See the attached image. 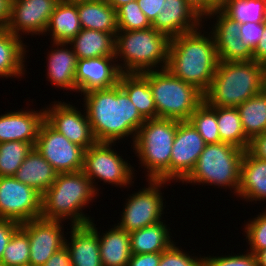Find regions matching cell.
Returning <instances> with one entry per match:
<instances>
[{
    "label": "cell",
    "mask_w": 266,
    "mask_h": 266,
    "mask_svg": "<svg viewBox=\"0 0 266 266\" xmlns=\"http://www.w3.org/2000/svg\"><path fill=\"white\" fill-rule=\"evenodd\" d=\"M34 148L57 174L81 171L85 149L56 131L46 120L40 126Z\"/></svg>",
    "instance_id": "30bf717a"
},
{
    "label": "cell",
    "mask_w": 266,
    "mask_h": 266,
    "mask_svg": "<svg viewBox=\"0 0 266 266\" xmlns=\"http://www.w3.org/2000/svg\"><path fill=\"white\" fill-rule=\"evenodd\" d=\"M136 0H107V2L115 9L117 10L119 7Z\"/></svg>",
    "instance_id": "db71d44e"
},
{
    "label": "cell",
    "mask_w": 266,
    "mask_h": 266,
    "mask_svg": "<svg viewBox=\"0 0 266 266\" xmlns=\"http://www.w3.org/2000/svg\"><path fill=\"white\" fill-rule=\"evenodd\" d=\"M118 30H144L152 24L140 9L137 0L129 2L116 10Z\"/></svg>",
    "instance_id": "8d00e7d4"
},
{
    "label": "cell",
    "mask_w": 266,
    "mask_h": 266,
    "mask_svg": "<svg viewBox=\"0 0 266 266\" xmlns=\"http://www.w3.org/2000/svg\"><path fill=\"white\" fill-rule=\"evenodd\" d=\"M177 131V120L146 119L138 129L133 144L148 180L170 181V159ZM148 169V170H147Z\"/></svg>",
    "instance_id": "8992f818"
},
{
    "label": "cell",
    "mask_w": 266,
    "mask_h": 266,
    "mask_svg": "<svg viewBox=\"0 0 266 266\" xmlns=\"http://www.w3.org/2000/svg\"><path fill=\"white\" fill-rule=\"evenodd\" d=\"M105 232L100 236L97 229L102 265L127 266L131 256L130 233L117 225Z\"/></svg>",
    "instance_id": "4316f807"
},
{
    "label": "cell",
    "mask_w": 266,
    "mask_h": 266,
    "mask_svg": "<svg viewBox=\"0 0 266 266\" xmlns=\"http://www.w3.org/2000/svg\"><path fill=\"white\" fill-rule=\"evenodd\" d=\"M96 194L91 180L82 170L57 174L53 184L42 194L41 217L58 221L70 219L71 225L90 223L92 219L85 216L82 209Z\"/></svg>",
    "instance_id": "277c9868"
},
{
    "label": "cell",
    "mask_w": 266,
    "mask_h": 266,
    "mask_svg": "<svg viewBox=\"0 0 266 266\" xmlns=\"http://www.w3.org/2000/svg\"><path fill=\"white\" fill-rule=\"evenodd\" d=\"M72 1L77 5L82 29L117 34L116 10L108 2Z\"/></svg>",
    "instance_id": "d4e9b609"
},
{
    "label": "cell",
    "mask_w": 266,
    "mask_h": 266,
    "mask_svg": "<svg viewBox=\"0 0 266 266\" xmlns=\"http://www.w3.org/2000/svg\"><path fill=\"white\" fill-rule=\"evenodd\" d=\"M201 24L202 19L185 0H165L162 11L155 18L152 27L173 38L199 27L203 28Z\"/></svg>",
    "instance_id": "ac0fdd59"
},
{
    "label": "cell",
    "mask_w": 266,
    "mask_h": 266,
    "mask_svg": "<svg viewBox=\"0 0 266 266\" xmlns=\"http://www.w3.org/2000/svg\"><path fill=\"white\" fill-rule=\"evenodd\" d=\"M45 110H19L0 115V143L8 141L27 142L35 146Z\"/></svg>",
    "instance_id": "d6986e66"
},
{
    "label": "cell",
    "mask_w": 266,
    "mask_h": 266,
    "mask_svg": "<svg viewBox=\"0 0 266 266\" xmlns=\"http://www.w3.org/2000/svg\"><path fill=\"white\" fill-rule=\"evenodd\" d=\"M188 121L199 132L206 144L221 143L215 106H210L204 100Z\"/></svg>",
    "instance_id": "836d02e7"
},
{
    "label": "cell",
    "mask_w": 266,
    "mask_h": 266,
    "mask_svg": "<svg viewBox=\"0 0 266 266\" xmlns=\"http://www.w3.org/2000/svg\"><path fill=\"white\" fill-rule=\"evenodd\" d=\"M81 29L77 5L72 0H60L50 17L45 34L52 33V42L68 43Z\"/></svg>",
    "instance_id": "cb8c5ba5"
},
{
    "label": "cell",
    "mask_w": 266,
    "mask_h": 266,
    "mask_svg": "<svg viewBox=\"0 0 266 266\" xmlns=\"http://www.w3.org/2000/svg\"><path fill=\"white\" fill-rule=\"evenodd\" d=\"M148 188L129 196L123 208L122 218L117 226L132 232L146 226L161 222L163 214V196L161 186L168 183L162 180H149Z\"/></svg>",
    "instance_id": "8fae6325"
},
{
    "label": "cell",
    "mask_w": 266,
    "mask_h": 266,
    "mask_svg": "<svg viewBox=\"0 0 266 266\" xmlns=\"http://www.w3.org/2000/svg\"><path fill=\"white\" fill-rule=\"evenodd\" d=\"M159 266H203V257H193L173 244L169 249L162 252Z\"/></svg>",
    "instance_id": "60d3db41"
},
{
    "label": "cell",
    "mask_w": 266,
    "mask_h": 266,
    "mask_svg": "<svg viewBox=\"0 0 266 266\" xmlns=\"http://www.w3.org/2000/svg\"><path fill=\"white\" fill-rule=\"evenodd\" d=\"M11 0H0V28H4L10 16Z\"/></svg>",
    "instance_id": "816d5d0a"
},
{
    "label": "cell",
    "mask_w": 266,
    "mask_h": 266,
    "mask_svg": "<svg viewBox=\"0 0 266 266\" xmlns=\"http://www.w3.org/2000/svg\"><path fill=\"white\" fill-rule=\"evenodd\" d=\"M244 152L227 143L206 144L194 169L184 181L232 188L237 196Z\"/></svg>",
    "instance_id": "ba28073f"
},
{
    "label": "cell",
    "mask_w": 266,
    "mask_h": 266,
    "mask_svg": "<svg viewBox=\"0 0 266 266\" xmlns=\"http://www.w3.org/2000/svg\"><path fill=\"white\" fill-rule=\"evenodd\" d=\"M245 135L251 140L266 132V91L254 95L237 107Z\"/></svg>",
    "instance_id": "1f68e13d"
},
{
    "label": "cell",
    "mask_w": 266,
    "mask_h": 266,
    "mask_svg": "<svg viewBox=\"0 0 266 266\" xmlns=\"http://www.w3.org/2000/svg\"><path fill=\"white\" fill-rule=\"evenodd\" d=\"M200 28L170 38L166 69L205 94L211 86L219 59L212 32L207 37L201 34Z\"/></svg>",
    "instance_id": "7a4b0ae2"
},
{
    "label": "cell",
    "mask_w": 266,
    "mask_h": 266,
    "mask_svg": "<svg viewBox=\"0 0 266 266\" xmlns=\"http://www.w3.org/2000/svg\"><path fill=\"white\" fill-rule=\"evenodd\" d=\"M77 1H98V2H107V0H77Z\"/></svg>",
    "instance_id": "6f0895ef"
},
{
    "label": "cell",
    "mask_w": 266,
    "mask_h": 266,
    "mask_svg": "<svg viewBox=\"0 0 266 266\" xmlns=\"http://www.w3.org/2000/svg\"><path fill=\"white\" fill-rule=\"evenodd\" d=\"M42 195L15 177H0V218L24 223L41 217Z\"/></svg>",
    "instance_id": "7c38bea8"
},
{
    "label": "cell",
    "mask_w": 266,
    "mask_h": 266,
    "mask_svg": "<svg viewBox=\"0 0 266 266\" xmlns=\"http://www.w3.org/2000/svg\"><path fill=\"white\" fill-rule=\"evenodd\" d=\"M66 45L68 43L53 42L55 49H52L49 52L50 54L48 53L47 55V78H49L48 81L52 85L54 84V86L60 87V89L76 91L75 73L77 57L73 48L70 47L68 49Z\"/></svg>",
    "instance_id": "44dd1931"
},
{
    "label": "cell",
    "mask_w": 266,
    "mask_h": 266,
    "mask_svg": "<svg viewBox=\"0 0 266 266\" xmlns=\"http://www.w3.org/2000/svg\"><path fill=\"white\" fill-rule=\"evenodd\" d=\"M186 3L195 11L201 18L206 19L219 7L212 0H185Z\"/></svg>",
    "instance_id": "bcb514c9"
},
{
    "label": "cell",
    "mask_w": 266,
    "mask_h": 266,
    "mask_svg": "<svg viewBox=\"0 0 266 266\" xmlns=\"http://www.w3.org/2000/svg\"><path fill=\"white\" fill-rule=\"evenodd\" d=\"M218 131L222 143L247 150L250 139L245 135L237 108L216 107Z\"/></svg>",
    "instance_id": "4dcf8cb0"
},
{
    "label": "cell",
    "mask_w": 266,
    "mask_h": 266,
    "mask_svg": "<svg viewBox=\"0 0 266 266\" xmlns=\"http://www.w3.org/2000/svg\"><path fill=\"white\" fill-rule=\"evenodd\" d=\"M257 265L266 266V249L258 251L256 254Z\"/></svg>",
    "instance_id": "f5cc1de1"
},
{
    "label": "cell",
    "mask_w": 266,
    "mask_h": 266,
    "mask_svg": "<svg viewBox=\"0 0 266 266\" xmlns=\"http://www.w3.org/2000/svg\"><path fill=\"white\" fill-rule=\"evenodd\" d=\"M149 83L155 101L157 118L188 121L204 101L195 86L173 76L167 69L141 73Z\"/></svg>",
    "instance_id": "52a82bcc"
},
{
    "label": "cell",
    "mask_w": 266,
    "mask_h": 266,
    "mask_svg": "<svg viewBox=\"0 0 266 266\" xmlns=\"http://www.w3.org/2000/svg\"><path fill=\"white\" fill-rule=\"evenodd\" d=\"M53 103L52 107L44 108L45 120L56 131L85 150L97 142L86 112L82 115L78 108L65 102L54 101Z\"/></svg>",
    "instance_id": "2e32d148"
},
{
    "label": "cell",
    "mask_w": 266,
    "mask_h": 266,
    "mask_svg": "<svg viewBox=\"0 0 266 266\" xmlns=\"http://www.w3.org/2000/svg\"><path fill=\"white\" fill-rule=\"evenodd\" d=\"M203 266H258L256 255L252 252L231 256H203Z\"/></svg>",
    "instance_id": "b9f144b4"
},
{
    "label": "cell",
    "mask_w": 266,
    "mask_h": 266,
    "mask_svg": "<svg viewBox=\"0 0 266 266\" xmlns=\"http://www.w3.org/2000/svg\"><path fill=\"white\" fill-rule=\"evenodd\" d=\"M62 221L32 219L20 224V228L28 235L30 244L29 264L43 266L59 249L65 246Z\"/></svg>",
    "instance_id": "5bb4252c"
},
{
    "label": "cell",
    "mask_w": 266,
    "mask_h": 266,
    "mask_svg": "<svg viewBox=\"0 0 266 266\" xmlns=\"http://www.w3.org/2000/svg\"><path fill=\"white\" fill-rule=\"evenodd\" d=\"M118 84L145 120L157 118L152 90L141 73H121Z\"/></svg>",
    "instance_id": "f1b7e54d"
},
{
    "label": "cell",
    "mask_w": 266,
    "mask_h": 266,
    "mask_svg": "<svg viewBox=\"0 0 266 266\" xmlns=\"http://www.w3.org/2000/svg\"><path fill=\"white\" fill-rule=\"evenodd\" d=\"M254 157L266 160V132L254 136L247 149Z\"/></svg>",
    "instance_id": "c3c4849f"
},
{
    "label": "cell",
    "mask_w": 266,
    "mask_h": 266,
    "mask_svg": "<svg viewBox=\"0 0 266 266\" xmlns=\"http://www.w3.org/2000/svg\"><path fill=\"white\" fill-rule=\"evenodd\" d=\"M60 0H11L10 16L5 28L20 37L45 34L50 17ZM21 31V32H19ZM21 34V35H20Z\"/></svg>",
    "instance_id": "9a60e30c"
},
{
    "label": "cell",
    "mask_w": 266,
    "mask_h": 266,
    "mask_svg": "<svg viewBox=\"0 0 266 266\" xmlns=\"http://www.w3.org/2000/svg\"><path fill=\"white\" fill-rule=\"evenodd\" d=\"M20 228V223L0 218V262L3 257L5 248L10 242L12 235Z\"/></svg>",
    "instance_id": "ee69618b"
},
{
    "label": "cell",
    "mask_w": 266,
    "mask_h": 266,
    "mask_svg": "<svg viewBox=\"0 0 266 266\" xmlns=\"http://www.w3.org/2000/svg\"><path fill=\"white\" fill-rule=\"evenodd\" d=\"M71 242L65 239L72 266H103L100 258L99 238L96 225H71Z\"/></svg>",
    "instance_id": "ffe728a7"
},
{
    "label": "cell",
    "mask_w": 266,
    "mask_h": 266,
    "mask_svg": "<svg viewBox=\"0 0 266 266\" xmlns=\"http://www.w3.org/2000/svg\"><path fill=\"white\" fill-rule=\"evenodd\" d=\"M30 244L28 235L19 228L5 248L0 266H24L29 264Z\"/></svg>",
    "instance_id": "d590c367"
},
{
    "label": "cell",
    "mask_w": 266,
    "mask_h": 266,
    "mask_svg": "<svg viewBox=\"0 0 266 266\" xmlns=\"http://www.w3.org/2000/svg\"><path fill=\"white\" fill-rule=\"evenodd\" d=\"M238 196L246 201L266 200V160L254 157L248 150L241 162Z\"/></svg>",
    "instance_id": "7402d4cb"
},
{
    "label": "cell",
    "mask_w": 266,
    "mask_h": 266,
    "mask_svg": "<svg viewBox=\"0 0 266 266\" xmlns=\"http://www.w3.org/2000/svg\"><path fill=\"white\" fill-rule=\"evenodd\" d=\"M169 43L170 38L153 27L144 30H118L115 35L114 57L123 60V64L117 63L120 72L143 73L157 70L159 65L161 70L166 69Z\"/></svg>",
    "instance_id": "5b68a950"
},
{
    "label": "cell",
    "mask_w": 266,
    "mask_h": 266,
    "mask_svg": "<svg viewBox=\"0 0 266 266\" xmlns=\"http://www.w3.org/2000/svg\"><path fill=\"white\" fill-rule=\"evenodd\" d=\"M43 266H72L66 246L56 251Z\"/></svg>",
    "instance_id": "681fc988"
},
{
    "label": "cell",
    "mask_w": 266,
    "mask_h": 266,
    "mask_svg": "<svg viewBox=\"0 0 266 266\" xmlns=\"http://www.w3.org/2000/svg\"><path fill=\"white\" fill-rule=\"evenodd\" d=\"M264 90L263 64L251 61H219L204 100L215 107L237 108Z\"/></svg>",
    "instance_id": "3957f363"
},
{
    "label": "cell",
    "mask_w": 266,
    "mask_h": 266,
    "mask_svg": "<svg viewBox=\"0 0 266 266\" xmlns=\"http://www.w3.org/2000/svg\"><path fill=\"white\" fill-rule=\"evenodd\" d=\"M219 8L228 0H212Z\"/></svg>",
    "instance_id": "11a10c76"
},
{
    "label": "cell",
    "mask_w": 266,
    "mask_h": 266,
    "mask_svg": "<svg viewBox=\"0 0 266 266\" xmlns=\"http://www.w3.org/2000/svg\"><path fill=\"white\" fill-rule=\"evenodd\" d=\"M264 69V90L266 91V63L263 64Z\"/></svg>",
    "instance_id": "9f6ffc18"
},
{
    "label": "cell",
    "mask_w": 266,
    "mask_h": 266,
    "mask_svg": "<svg viewBox=\"0 0 266 266\" xmlns=\"http://www.w3.org/2000/svg\"><path fill=\"white\" fill-rule=\"evenodd\" d=\"M83 95L84 111L97 142L117 143L132 135L134 143L145 119L119 84L108 89L90 90Z\"/></svg>",
    "instance_id": "6da1fadb"
},
{
    "label": "cell",
    "mask_w": 266,
    "mask_h": 266,
    "mask_svg": "<svg viewBox=\"0 0 266 266\" xmlns=\"http://www.w3.org/2000/svg\"><path fill=\"white\" fill-rule=\"evenodd\" d=\"M216 16L215 26L212 28L214 39H232L240 37V24L226 16L219 8L207 18Z\"/></svg>",
    "instance_id": "ab89813d"
},
{
    "label": "cell",
    "mask_w": 266,
    "mask_h": 266,
    "mask_svg": "<svg viewBox=\"0 0 266 266\" xmlns=\"http://www.w3.org/2000/svg\"><path fill=\"white\" fill-rule=\"evenodd\" d=\"M117 61L118 59L116 60L114 56L77 59L76 92L85 93L94 89H108L116 86L121 74L115 63Z\"/></svg>",
    "instance_id": "e0dca14e"
},
{
    "label": "cell",
    "mask_w": 266,
    "mask_h": 266,
    "mask_svg": "<svg viewBox=\"0 0 266 266\" xmlns=\"http://www.w3.org/2000/svg\"><path fill=\"white\" fill-rule=\"evenodd\" d=\"M219 61H251L253 52L240 37L232 39H215Z\"/></svg>",
    "instance_id": "74e56055"
},
{
    "label": "cell",
    "mask_w": 266,
    "mask_h": 266,
    "mask_svg": "<svg viewBox=\"0 0 266 266\" xmlns=\"http://www.w3.org/2000/svg\"><path fill=\"white\" fill-rule=\"evenodd\" d=\"M253 219L246 223L244 232H246L245 237L250 245L251 250L249 251L256 254L258 251L266 249V211Z\"/></svg>",
    "instance_id": "f35d334b"
},
{
    "label": "cell",
    "mask_w": 266,
    "mask_h": 266,
    "mask_svg": "<svg viewBox=\"0 0 266 266\" xmlns=\"http://www.w3.org/2000/svg\"><path fill=\"white\" fill-rule=\"evenodd\" d=\"M5 27L0 28V77H22L25 73L26 45Z\"/></svg>",
    "instance_id": "83f0119b"
},
{
    "label": "cell",
    "mask_w": 266,
    "mask_h": 266,
    "mask_svg": "<svg viewBox=\"0 0 266 266\" xmlns=\"http://www.w3.org/2000/svg\"><path fill=\"white\" fill-rule=\"evenodd\" d=\"M205 146V141L189 121H177L170 159V181L184 183Z\"/></svg>",
    "instance_id": "4fadbf2b"
},
{
    "label": "cell",
    "mask_w": 266,
    "mask_h": 266,
    "mask_svg": "<svg viewBox=\"0 0 266 266\" xmlns=\"http://www.w3.org/2000/svg\"><path fill=\"white\" fill-rule=\"evenodd\" d=\"M68 44H71L77 59L115 55V35L112 33L81 29Z\"/></svg>",
    "instance_id": "484cf974"
},
{
    "label": "cell",
    "mask_w": 266,
    "mask_h": 266,
    "mask_svg": "<svg viewBox=\"0 0 266 266\" xmlns=\"http://www.w3.org/2000/svg\"><path fill=\"white\" fill-rule=\"evenodd\" d=\"M264 32V22H248L240 24V38L253 52Z\"/></svg>",
    "instance_id": "7bdbcfd3"
},
{
    "label": "cell",
    "mask_w": 266,
    "mask_h": 266,
    "mask_svg": "<svg viewBox=\"0 0 266 266\" xmlns=\"http://www.w3.org/2000/svg\"><path fill=\"white\" fill-rule=\"evenodd\" d=\"M114 143L96 142L85 150L84 164L82 171L89 177L93 187L98 192V187L94 185L95 178L104 183L115 184L119 187H127L134 183L132 181L134 169L122 156H119L114 149Z\"/></svg>",
    "instance_id": "9c48e42d"
},
{
    "label": "cell",
    "mask_w": 266,
    "mask_h": 266,
    "mask_svg": "<svg viewBox=\"0 0 266 266\" xmlns=\"http://www.w3.org/2000/svg\"><path fill=\"white\" fill-rule=\"evenodd\" d=\"M162 253L131 254L127 266H159Z\"/></svg>",
    "instance_id": "7dc6e473"
},
{
    "label": "cell",
    "mask_w": 266,
    "mask_h": 266,
    "mask_svg": "<svg viewBox=\"0 0 266 266\" xmlns=\"http://www.w3.org/2000/svg\"><path fill=\"white\" fill-rule=\"evenodd\" d=\"M56 175L57 173L49 162L33 148L14 177L42 195L53 184Z\"/></svg>",
    "instance_id": "603a6c76"
},
{
    "label": "cell",
    "mask_w": 266,
    "mask_h": 266,
    "mask_svg": "<svg viewBox=\"0 0 266 266\" xmlns=\"http://www.w3.org/2000/svg\"><path fill=\"white\" fill-rule=\"evenodd\" d=\"M219 9L239 24L263 23L266 19V0H228Z\"/></svg>",
    "instance_id": "d6a6232c"
},
{
    "label": "cell",
    "mask_w": 266,
    "mask_h": 266,
    "mask_svg": "<svg viewBox=\"0 0 266 266\" xmlns=\"http://www.w3.org/2000/svg\"><path fill=\"white\" fill-rule=\"evenodd\" d=\"M167 225L161 221L130 232L131 254L162 253L169 249L171 240Z\"/></svg>",
    "instance_id": "f546056e"
},
{
    "label": "cell",
    "mask_w": 266,
    "mask_h": 266,
    "mask_svg": "<svg viewBox=\"0 0 266 266\" xmlns=\"http://www.w3.org/2000/svg\"><path fill=\"white\" fill-rule=\"evenodd\" d=\"M253 60L262 64L266 63V19L264 21V32L253 51Z\"/></svg>",
    "instance_id": "f907efd6"
},
{
    "label": "cell",
    "mask_w": 266,
    "mask_h": 266,
    "mask_svg": "<svg viewBox=\"0 0 266 266\" xmlns=\"http://www.w3.org/2000/svg\"><path fill=\"white\" fill-rule=\"evenodd\" d=\"M165 0H137L140 9L152 24L161 13Z\"/></svg>",
    "instance_id": "f6af8a7d"
},
{
    "label": "cell",
    "mask_w": 266,
    "mask_h": 266,
    "mask_svg": "<svg viewBox=\"0 0 266 266\" xmlns=\"http://www.w3.org/2000/svg\"><path fill=\"white\" fill-rule=\"evenodd\" d=\"M33 148L32 144L21 141L0 143V177H14Z\"/></svg>",
    "instance_id": "e575fe53"
}]
</instances>
